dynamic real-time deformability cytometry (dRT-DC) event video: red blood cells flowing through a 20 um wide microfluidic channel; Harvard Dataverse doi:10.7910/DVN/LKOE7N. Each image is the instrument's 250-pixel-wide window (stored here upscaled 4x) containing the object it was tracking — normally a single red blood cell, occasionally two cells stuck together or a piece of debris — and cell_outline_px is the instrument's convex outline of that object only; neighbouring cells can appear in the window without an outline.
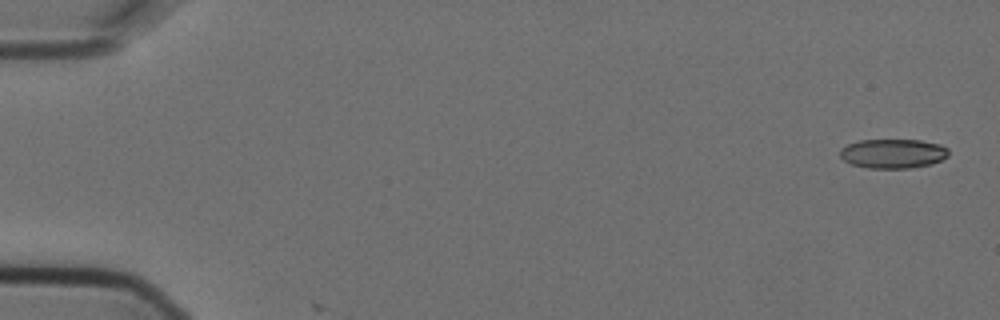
{"species": "Egyptian fruit bat (a non-hibernating species)", "species_latin": "Rousettus aegyptiacus", "temperature_condition": "cold", "stored_images_in_passage": 8, "camera_frame_rate_fps": 3000, "um_per_image_px": 0.085, "animal": {"sex": "female"}, "frame": {"image": 1, "passage_image": 1, "time_ms": 0.0, "image_size_px": [1000, 320], "cell_outline_px": [[948, 156], [932, 164], [908, 168], [868, 168], [852, 164], [844, 160], [840, 156], [840, 148], [848, 144], [860, 140], [920, 140], [940, 144], [948, 148]], "centroid_in_image_um": [75.9, 13.05], "position_along_channel_um": 9.1, "area_um2": 18.55}}
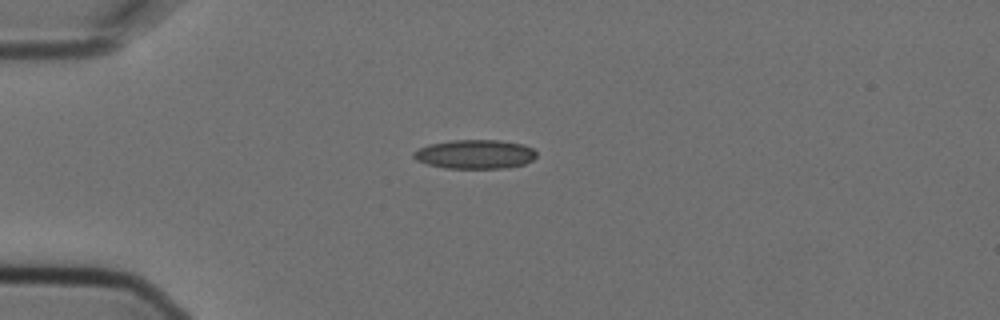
{"frame": {"image": 2, "passage_image": 5, "time_ms": 1.333, "image_size_px": [1000, 320], "cell_outline_px": [[536, 156], [532, 160], [524, 164], [508, 168], [444, 168], [428, 164], [416, 160], [412, 156], [412, 152], [428, 144], [452, 140], [500, 140], [524, 144], [532, 148], [536, 152]], "centroid_in_image_um": [40.38, 13.1], "position_along_channel_um": 44.6, "area_um2": 20.92}}
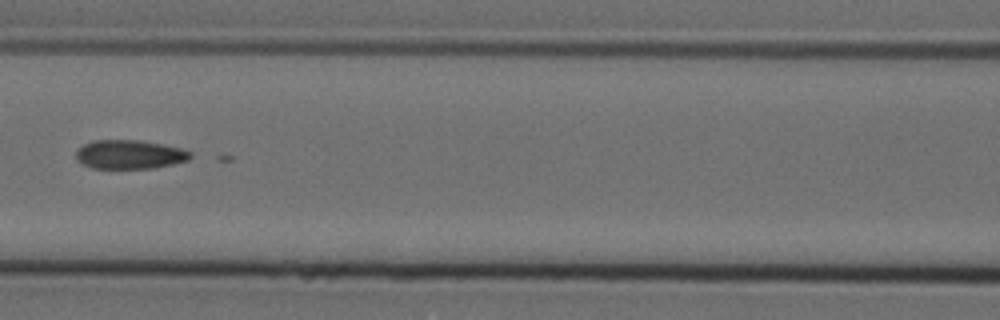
{"frame": {"image": 3, "passage_image": 8, "time_ms": 2.333, "image_size_px": [1000, 320], "cell_outline_px": [[192, 156], [188, 160], [172, 164], [152, 168], [92, 168], [80, 164], [76, 160], [76, 152], [84, 144], [92, 140], [140, 140], [180, 148], [192, 152]], "centroid_in_image_um": [10.98, 13.13], "position_along_channel_um": 155.6, "area_um2": 19.25}}